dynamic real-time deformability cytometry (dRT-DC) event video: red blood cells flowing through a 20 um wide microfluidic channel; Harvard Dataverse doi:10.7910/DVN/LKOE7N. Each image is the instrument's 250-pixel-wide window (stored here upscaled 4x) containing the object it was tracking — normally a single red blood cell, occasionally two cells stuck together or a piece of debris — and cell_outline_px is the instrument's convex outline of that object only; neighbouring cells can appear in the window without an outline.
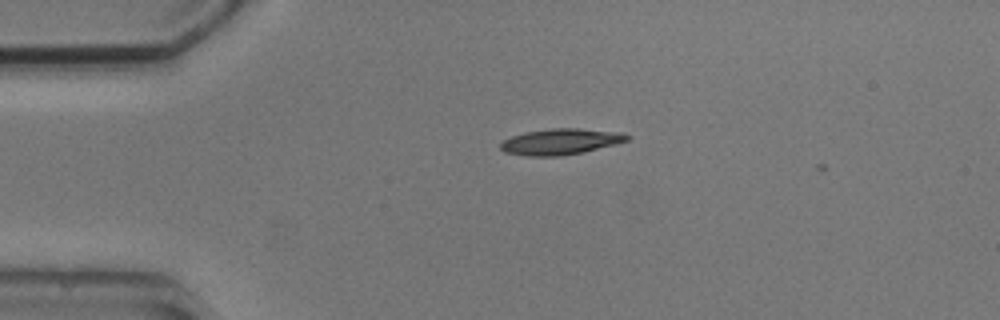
{"species": "common noctule bat (a hibernating species)", "species_latin": "Nyctalus noctula", "temperature_condition": "cold", "stored_images_in_passage": 2, "camera_frame_rate_fps": 3000, "um_per_image_px": 0.085, "animal": {"sex": "male", "body_mass_g": 20.5, "forearm_length_mm": 52.5}, "frame": {"image": 1, "passage_image": 1, "time_ms": 0.0, "image_size_px": [1000, 320], "cell_outline_px": [[632, 136], [628, 140], [616, 144], [584, 152], [560, 156], [528, 156], [504, 152], [500, 148], [500, 144], [504, 140], [512, 136], [528, 132], [552, 128], [576, 128], [620, 132]], "centroid_in_image_um": [47.68, 12.04], "position_along_channel_um": 37.3, "area_um2": 19.07}}